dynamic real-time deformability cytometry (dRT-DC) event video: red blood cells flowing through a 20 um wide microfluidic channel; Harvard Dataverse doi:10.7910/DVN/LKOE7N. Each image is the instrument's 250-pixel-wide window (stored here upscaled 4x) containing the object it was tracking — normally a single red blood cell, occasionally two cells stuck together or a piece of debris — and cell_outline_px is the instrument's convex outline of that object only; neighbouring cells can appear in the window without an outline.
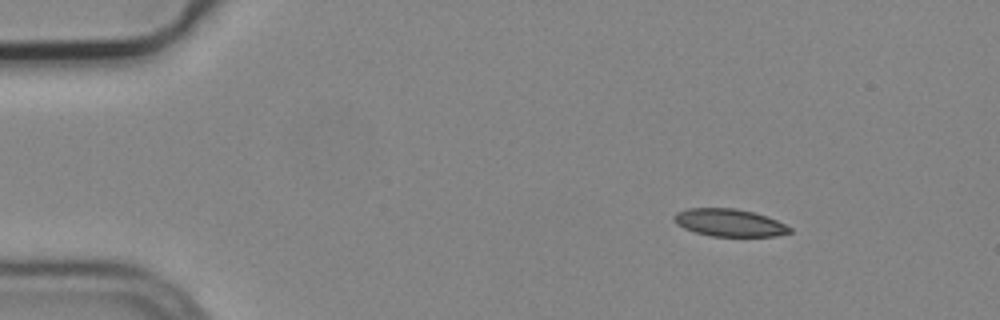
{"species": "common noctule bat (a hibernating species)", "species_latin": "Nyctalus noctula", "temperature_condition": "cold", "stored_images_in_passage": 5, "camera_frame_rate_fps": 3000, "um_per_image_px": 0.085, "animal": {"sex": "male", "body_mass_g": 19.2, "forearm_length_mm": 51.8}, "frame": {"image": 1, "passage_image": 1, "time_ms": 0.0, "image_size_px": [1000, 320], "cell_outline_px": [[792, 232], [776, 236], [712, 236], [696, 232], [684, 228], [676, 224], [672, 216], [676, 212], [688, 208], [736, 208], [752, 212], [776, 220], [792, 228]], "centroid_in_image_um": [61.97, 18.92], "position_along_channel_um": 23.0, "area_um2": 18.44}}
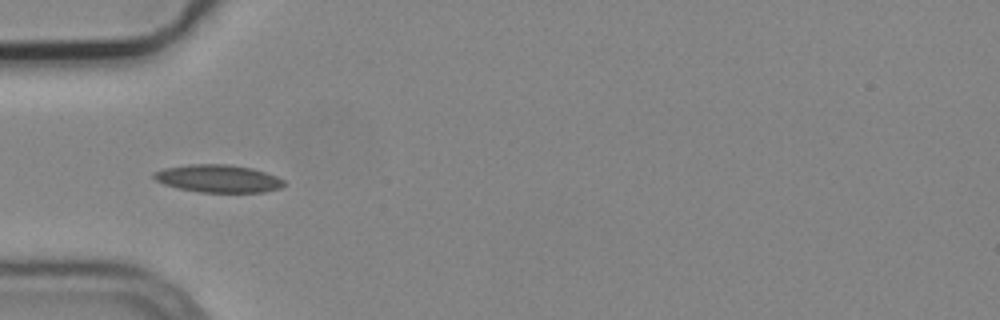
{"frame": {"image": 2, "passage_image": 4, "time_ms": 1.0, "image_size_px": [1000, 320], "cell_outline_px": [[284, 184], [280, 188], [264, 192], [200, 192], [180, 188], [164, 184], [156, 180], [152, 176], [152, 172], [164, 168], [188, 164], [228, 164], [252, 168], [276, 176], [284, 180]], "centroid_in_image_um": [18.52, 15.17], "position_along_channel_um": 66.5, "area_um2": 20.92}}
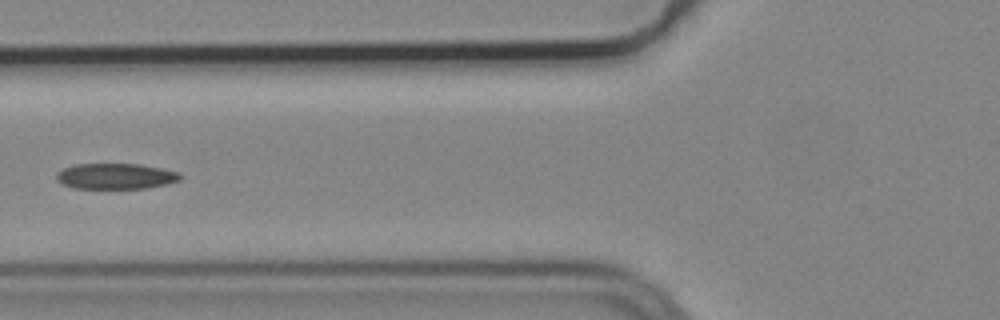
{"frame": {"image": 3, "passage_image": 5, "time_ms": 1.333, "image_size_px": [1000, 320], "cell_outline_px": [[184, 176], [180, 180], [168, 184], [144, 188], [76, 188], [64, 184], [56, 180], [56, 172], [72, 164], [140, 164], [180, 172]], "centroid_in_image_um": [9.86, 14.97], "position_along_channel_um": 115.9, "area_um2": 18.61}}